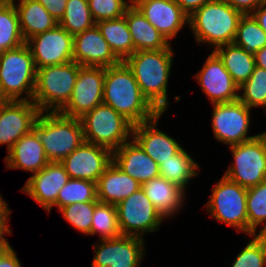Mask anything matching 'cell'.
<instances>
[{
	"label": "cell",
	"instance_id": "obj_1",
	"mask_svg": "<svg viewBox=\"0 0 266 267\" xmlns=\"http://www.w3.org/2000/svg\"><path fill=\"white\" fill-rule=\"evenodd\" d=\"M103 103L133 125L151 120L159 114L143 96L133 72L124 61L105 68Z\"/></svg>",
	"mask_w": 266,
	"mask_h": 267
},
{
	"label": "cell",
	"instance_id": "obj_2",
	"mask_svg": "<svg viewBox=\"0 0 266 267\" xmlns=\"http://www.w3.org/2000/svg\"><path fill=\"white\" fill-rule=\"evenodd\" d=\"M173 48L136 51L124 62L133 72L143 96L159 112L169 108L168 81L173 64Z\"/></svg>",
	"mask_w": 266,
	"mask_h": 267
},
{
	"label": "cell",
	"instance_id": "obj_3",
	"mask_svg": "<svg viewBox=\"0 0 266 267\" xmlns=\"http://www.w3.org/2000/svg\"><path fill=\"white\" fill-rule=\"evenodd\" d=\"M243 14L223 0H212L197 9L188 18V27L194 33L196 43H206L214 50L233 43L238 23Z\"/></svg>",
	"mask_w": 266,
	"mask_h": 267
},
{
	"label": "cell",
	"instance_id": "obj_4",
	"mask_svg": "<svg viewBox=\"0 0 266 267\" xmlns=\"http://www.w3.org/2000/svg\"><path fill=\"white\" fill-rule=\"evenodd\" d=\"M33 130L49 162H61L84 142L80 119L60 112H40Z\"/></svg>",
	"mask_w": 266,
	"mask_h": 267
},
{
	"label": "cell",
	"instance_id": "obj_5",
	"mask_svg": "<svg viewBox=\"0 0 266 267\" xmlns=\"http://www.w3.org/2000/svg\"><path fill=\"white\" fill-rule=\"evenodd\" d=\"M81 65L75 61L37 69L32 101L40 112H59L69 101Z\"/></svg>",
	"mask_w": 266,
	"mask_h": 267
},
{
	"label": "cell",
	"instance_id": "obj_6",
	"mask_svg": "<svg viewBox=\"0 0 266 267\" xmlns=\"http://www.w3.org/2000/svg\"><path fill=\"white\" fill-rule=\"evenodd\" d=\"M36 73L34 59L26 43L0 52V85L9 100L32 101Z\"/></svg>",
	"mask_w": 266,
	"mask_h": 267
},
{
	"label": "cell",
	"instance_id": "obj_7",
	"mask_svg": "<svg viewBox=\"0 0 266 267\" xmlns=\"http://www.w3.org/2000/svg\"><path fill=\"white\" fill-rule=\"evenodd\" d=\"M79 119L84 141L105 147L111 152L132 139L134 125L104 103L99 104Z\"/></svg>",
	"mask_w": 266,
	"mask_h": 267
},
{
	"label": "cell",
	"instance_id": "obj_8",
	"mask_svg": "<svg viewBox=\"0 0 266 267\" xmlns=\"http://www.w3.org/2000/svg\"><path fill=\"white\" fill-rule=\"evenodd\" d=\"M246 201L247 189L223 175L213 186L205 209L218 222L225 223L238 230V233L244 232L248 236Z\"/></svg>",
	"mask_w": 266,
	"mask_h": 267
},
{
	"label": "cell",
	"instance_id": "obj_9",
	"mask_svg": "<svg viewBox=\"0 0 266 267\" xmlns=\"http://www.w3.org/2000/svg\"><path fill=\"white\" fill-rule=\"evenodd\" d=\"M229 148L234 162L224 176L246 189L266 180V131Z\"/></svg>",
	"mask_w": 266,
	"mask_h": 267
},
{
	"label": "cell",
	"instance_id": "obj_10",
	"mask_svg": "<svg viewBox=\"0 0 266 267\" xmlns=\"http://www.w3.org/2000/svg\"><path fill=\"white\" fill-rule=\"evenodd\" d=\"M116 210L119 229L126 236L144 239V234L158 231L164 221L142 187L117 204Z\"/></svg>",
	"mask_w": 266,
	"mask_h": 267
},
{
	"label": "cell",
	"instance_id": "obj_11",
	"mask_svg": "<svg viewBox=\"0 0 266 267\" xmlns=\"http://www.w3.org/2000/svg\"><path fill=\"white\" fill-rule=\"evenodd\" d=\"M212 129L215 139L230 146L256 138L248 136L250 115L248 108L239 99L233 102L212 104Z\"/></svg>",
	"mask_w": 266,
	"mask_h": 267
},
{
	"label": "cell",
	"instance_id": "obj_12",
	"mask_svg": "<svg viewBox=\"0 0 266 267\" xmlns=\"http://www.w3.org/2000/svg\"><path fill=\"white\" fill-rule=\"evenodd\" d=\"M145 239L120 235L94 243L91 267H140L145 257Z\"/></svg>",
	"mask_w": 266,
	"mask_h": 267
},
{
	"label": "cell",
	"instance_id": "obj_13",
	"mask_svg": "<svg viewBox=\"0 0 266 267\" xmlns=\"http://www.w3.org/2000/svg\"><path fill=\"white\" fill-rule=\"evenodd\" d=\"M105 68H79L72 95L67 104L59 111L63 115L80 118L103 103Z\"/></svg>",
	"mask_w": 266,
	"mask_h": 267
},
{
	"label": "cell",
	"instance_id": "obj_14",
	"mask_svg": "<svg viewBox=\"0 0 266 267\" xmlns=\"http://www.w3.org/2000/svg\"><path fill=\"white\" fill-rule=\"evenodd\" d=\"M74 36L59 24L26 41L31 50L36 69L73 61Z\"/></svg>",
	"mask_w": 266,
	"mask_h": 267
},
{
	"label": "cell",
	"instance_id": "obj_15",
	"mask_svg": "<svg viewBox=\"0 0 266 267\" xmlns=\"http://www.w3.org/2000/svg\"><path fill=\"white\" fill-rule=\"evenodd\" d=\"M194 78L211 104L233 102L239 99V86L233 81L219 56L212 51Z\"/></svg>",
	"mask_w": 266,
	"mask_h": 267
},
{
	"label": "cell",
	"instance_id": "obj_16",
	"mask_svg": "<svg viewBox=\"0 0 266 267\" xmlns=\"http://www.w3.org/2000/svg\"><path fill=\"white\" fill-rule=\"evenodd\" d=\"M112 162V152L102 146L83 142L61 164L70 178L97 182Z\"/></svg>",
	"mask_w": 266,
	"mask_h": 267
},
{
	"label": "cell",
	"instance_id": "obj_17",
	"mask_svg": "<svg viewBox=\"0 0 266 267\" xmlns=\"http://www.w3.org/2000/svg\"><path fill=\"white\" fill-rule=\"evenodd\" d=\"M40 114L33 101L9 100L0 110V145H7V152L25 134H28Z\"/></svg>",
	"mask_w": 266,
	"mask_h": 267
},
{
	"label": "cell",
	"instance_id": "obj_18",
	"mask_svg": "<svg viewBox=\"0 0 266 267\" xmlns=\"http://www.w3.org/2000/svg\"><path fill=\"white\" fill-rule=\"evenodd\" d=\"M69 179L61 162H49L43 169L26 180L21 191L50 213L59 191Z\"/></svg>",
	"mask_w": 266,
	"mask_h": 267
},
{
	"label": "cell",
	"instance_id": "obj_19",
	"mask_svg": "<svg viewBox=\"0 0 266 267\" xmlns=\"http://www.w3.org/2000/svg\"><path fill=\"white\" fill-rule=\"evenodd\" d=\"M73 61L84 67L103 68L121 62L111 50L96 24L74 36Z\"/></svg>",
	"mask_w": 266,
	"mask_h": 267
},
{
	"label": "cell",
	"instance_id": "obj_20",
	"mask_svg": "<svg viewBox=\"0 0 266 267\" xmlns=\"http://www.w3.org/2000/svg\"><path fill=\"white\" fill-rule=\"evenodd\" d=\"M132 3L170 43L188 25L189 17L176 0H133Z\"/></svg>",
	"mask_w": 266,
	"mask_h": 267
},
{
	"label": "cell",
	"instance_id": "obj_21",
	"mask_svg": "<svg viewBox=\"0 0 266 267\" xmlns=\"http://www.w3.org/2000/svg\"><path fill=\"white\" fill-rule=\"evenodd\" d=\"M161 115L163 113L134 125L132 134V138L158 165L171 159L183 148L174 138L157 128Z\"/></svg>",
	"mask_w": 266,
	"mask_h": 267
},
{
	"label": "cell",
	"instance_id": "obj_22",
	"mask_svg": "<svg viewBox=\"0 0 266 267\" xmlns=\"http://www.w3.org/2000/svg\"><path fill=\"white\" fill-rule=\"evenodd\" d=\"M112 161L141 185L160 176L159 165L133 138L112 152Z\"/></svg>",
	"mask_w": 266,
	"mask_h": 267
},
{
	"label": "cell",
	"instance_id": "obj_23",
	"mask_svg": "<svg viewBox=\"0 0 266 267\" xmlns=\"http://www.w3.org/2000/svg\"><path fill=\"white\" fill-rule=\"evenodd\" d=\"M4 160L6 169H21L32 174L49 163L38 134L33 129L13 145Z\"/></svg>",
	"mask_w": 266,
	"mask_h": 267
},
{
	"label": "cell",
	"instance_id": "obj_24",
	"mask_svg": "<svg viewBox=\"0 0 266 267\" xmlns=\"http://www.w3.org/2000/svg\"><path fill=\"white\" fill-rule=\"evenodd\" d=\"M141 188V184L124 173L112 161L96 182L99 202L117 205Z\"/></svg>",
	"mask_w": 266,
	"mask_h": 267
},
{
	"label": "cell",
	"instance_id": "obj_25",
	"mask_svg": "<svg viewBox=\"0 0 266 267\" xmlns=\"http://www.w3.org/2000/svg\"><path fill=\"white\" fill-rule=\"evenodd\" d=\"M156 210L166 220L183 208L186 190L163 177H157L141 185Z\"/></svg>",
	"mask_w": 266,
	"mask_h": 267
},
{
	"label": "cell",
	"instance_id": "obj_26",
	"mask_svg": "<svg viewBox=\"0 0 266 267\" xmlns=\"http://www.w3.org/2000/svg\"><path fill=\"white\" fill-rule=\"evenodd\" d=\"M124 16L132 36L134 53L136 51L161 50L171 46V43L162 35L132 3L125 11Z\"/></svg>",
	"mask_w": 266,
	"mask_h": 267
},
{
	"label": "cell",
	"instance_id": "obj_27",
	"mask_svg": "<svg viewBox=\"0 0 266 267\" xmlns=\"http://www.w3.org/2000/svg\"><path fill=\"white\" fill-rule=\"evenodd\" d=\"M13 2L19 16L20 29L25 42L31 37L55 28L59 22L37 0Z\"/></svg>",
	"mask_w": 266,
	"mask_h": 267
},
{
	"label": "cell",
	"instance_id": "obj_28",
	"mask_svg": "<svg viewBox=\"0 0 266 267\" xmlns=\"http://www.w3.org/2000/svg\"><path fill=\"white\" fill-rule=\"evenodd\" d=\"M213 51L222 60L224 67L239 87L252 75L255 68L254 53L234 43L219 46Z\"/></svg>",
	"mask_w": 266,
	"mask_h": 267
},
{
	"label": "cell",
	"instance_id": "obj_29",
	"mask_svg": "<svg viewBox=\"0 0 266 267\" xmlns=\"http://www.w3.org/2000/svg\"><path fill=\"white\" fill-rule=\"evenodd\" d=\"M102 36L120 61H125L134 53V45L126 17L102 20L96 23Z\"/></svg>",
	"mask_w": 266,
	"mask_h": 267
},
{
	"label": "cell",
	"instance_id": "obj_30",
	"mask_svg": "<svg viewBox=\"0 0 266 267\" xmlns=\"http://www.w3.org/2000/svg\"><path fill=\"white\" fill-rule=\"evenodd\" d=\"M198 169L200 170L199 164L184 148L159 165L160 177L179 185L184 190L190 181L200 174L197 172Z\"/></svg>",
	"mask_w": 266,
	"mask_h": 267
},
{
	"label": "cell",
	"instance_id": "obj_31",
	"mask_svg": "<svg viewBox=\"0 0 266 267\" xmlns=\"http://www.w3.org/2000/svg\"><path fill=\"white\" fill-rule=\"evenodd\" d=\"M24 43L14 3L0 1V52L15 49Z\"/></svg>",
	"mask_w": 266,
	"mask_h": 267
},
{
	"label": "cell",
	"instance_id": "obj_32",
	"mask_svg": "<svg viewBox=\"0 0 266 267\" xmlns=\"http://www.w3.org/2000/svg\"><path fill=\"white\" fill-rule=\"evenodd\" d=\"M246 208L249 237L258 233L257 227L262 223L258 234L266 235V180L247 189Z\"/></svg>",
	"mask_w": 266,
	"mask_h": 267
},
{
	"label": "cell",
	"instance_id": "obj_33",
	"mask_svg": "<svg viewBox=\"0 0 266 267\" xmlns=\"http://www.w3.org/2000/svg\"><path fill=\"white\" fill-rule=\"evenodd\" d=\"M95 24L87 0L67 1L65 14L59 21V25L69 34L75 36L92 28Z\"/></svg>",
	"mask_w": 266,
	"mask_h": 267
},
{
	"label": "cell",
	"instance_id": "obj_34",
	"mask_svg": "<svg viewBox=\"0 0 266 267\" xmlns=\"http://www.w3.org/2000/svg\"><path fill=\"white\" fill-rule=\"evenodd\" d=\"M96 234L99 235V240L113 239L122 235L115 205L102 202L95 205L90 235Z\"/></svg>",
	"mask_w": 266,
	"mask_h": 267
},
{
	"label": "cell",
	"instance_id": "obj_35",
	"mask_svg": "<svg viewBox=\"0 0 266 267\" xmlns=\"http://www.w3.org/2000/svg\"><path fill=\"white\" fill-rule=\"evenodd\" d=\"M87 201H99L97 199L96 183L84 179L70 178L59 191L54 206H57L59 210L70 204Z\"/></svg>",
	"mask_w": 266,
	"mask_h": 267
},
{
	"label": "cell",
	"instance_id": "obj_36",
	"mask_svg": "<svg viewBox=\"0 0 266 267\" xmlns=\"http://www.w3.org/2000/svg\"><path fill=\"white\" fill-rule=\"evenodd\" d=\"M233 43L255 53L266 46V33L251 14L243 15Z\"/></svg>",
	"mask_w": 266,
	"mask_h": 267
},
{
	"label": "cell",
	"instance_id": "obj_37",
	"mask_svg": "<svg viewBox=\"0 0 266 267\" xmlns=\"http://www.w3.org/2000/svg\"><path fill=\"white\" fill-rule=\"evenodd\" d=\"M239 100L248 108L266 109V70L255 66L249 79L239 87Z\"/></svg>",
	"mask_w": 266,
	"mask_h": 267
},
{
	"label": "cell",
	"instance_id": "obj_38",
	"mask_svg": "<svg viewBox=\"0 0 266 267\" xmlns=\"http://www.w3.org/2000/svg\"><path fill=\"white\" fill-rule=\"evenodd\" d=\"M251 237L253 239L238 253L231 267H266V235Z\"/></svg>",
	"mask_w": 266,
	"mask_h": 267
},
{
	"label": "cell",
	"instance_id": "obj_39",
	"mask_svg": "<svg viewBox=\"0 0 266 267\" xmlns=\"http://www.w3.org/2000/svg\"><path fill=\"white\" fill-rule=\"evenodd\" d=\"M99 201L77 202L60 208L58 211L62 213L68 223H70L79 232L90 235L95 205Z\"/></svg>",
	"mask_w": 266,
	"mask_h": 267
},
{
	"label": "cell",
	"instance_id": "obj_40",
	"mask_svg": "<svg viewBox=\"0 0 266 267\" xmlns=\"http://www.w3.org/2000/svg\"><path fill=\"white\" fill-rule=\"evenodd\" d=\"M95 23L123 17L132 0H87Z\"/></svg>",
	"mask_w": 266,
	"mask_h": 267
},
{
	"label": "cell",
	"instance_id": "obj_41",
	"mask_svg": "<svg viewBox=\"0 0 266 267\" xmlns=\"http://www.w3.org/2000/svg\"><path fill=\"white\" fill-rule=\"evenodd\" d=\"M243 15L252 14L257 8L266 4V0H223Z\"/></svg>",
	"mask_w": 266,
	"mask_h": 267
},
{
	"label": "cell",
	"instance_id": "obj_42",
	"mask_svg": "<svg viewBox=\"0 0 266 267\" xmlns=\"http://www.w3.org/2000/svg\"><path fill=\"white\" fill-rule=\"evenodd\" d=\"M58 22L65 14L66 4L68 0H37Z\"/></svg>",
	"mask_w": 266,
	"mask_h": 267
},
{
	"label": "cell",
	"instance_id": "obj_43",
	"mask_svg": "<svg viewBox=\"0 0 266 267\" xmlns=\"http://www.w3.org/2000/svg\"><path fill=\"white\" fill-rule=\"evenodd\" d=\"M10 215H0V253L7 250L11 245L7 241V238L4 235H10L12 229L9 227L8 219Z\"/></svg>",
	"mask_w": 266,
	"mask_h": 267
},
{
	"label": "cell",
	"instance_id": "obj_44",
	"mask_svg": "<svg viewBox=\"0 0 266 267\" xmlns=\"http://www.w3.org/2000/svg\"><path fill=\"white\" fill-rule=\"evenodd\" d=\"M0 267H23L12 246L0 253Z\"/></svg>",
	"mask_w": 266,
	"mask_h": 267
},
{
	"label": "cell",
	"instance_id": "obj_45",
	"mask_svg": "<svg viewBox=\"0 0 266 267\" xmlns=\"http://www.w3.org/2000/svg\"><path fill=\"white\" fill-rule=\"evenodd\" d=\"M182 11L190 17L197 9L212 0H176Z\"/></svg>",
	"mask_w": 266,
	"mask_h": 267
},
{
	"label": "cell",
	"instance_id": "obj_46",
	"mask_svg": "<svg viewBox=\"0 0 266 267\" xmlns=\"http://www.w3.org/2000/svg\"><path fill=\"white\" fill-rule=\"evenodd\" d=\"M251 15L266 33V4L257 8Z\"/></svg>",
	"mask_w": 266,
	"mask_h": 267
},
{
	"label": "cell",
	"instance_id": "obj_47",
	"mask_svg": "<svg viewBox=\"0 0 266 267\" xmlns=\"http://www.w3.org/2000/svg\"><path fill=\"white\" fill-rule=\"evenodd\" d=\"M255 66L266 70V46L254 53Z\"/></svg>",
	"mask_w": 266,
	"mask_h": 267
},
{
	"label": "cell",
	"instance_id": "obj_48",
	"mask_svg": "<svg viewBox=\"0 0 266 267\" xmlns=\"http://www.w3.org/2000/svg\"><path fill=\"white\" fill-rule=\"evenodd\" d=\"M11 212L7 202L0 195V215H10Z\"/></svg>",
	"mask_w": 266,
	"mask_h": 267
},
{
	"label": "cell",
	"instance_id": "obj_49",
	"mask_svg": "<svg viewBox=\"0 0 266 267\" xmlns=\"http://www.w3.org/2000/svg\"><path fill=\"white\" fill-rule=\"evenodd\" d=\"M9 99L4 95L0 85V110L5 106Z\"/></svg>",
	"mask_w": 266,
	"mask_h": 267
},
{
	"label": "cell",
	"instance_id": "obj_50",
	"mask_svg": "<svg viewBox=\"0 0 266 267\" xmlns=\"http://www.w3.org/2000/svg\"><path fill=\"white\" fill-rule=\"evenodd\" d=\"M0 1H4V2H15L16 0H0Z\"/></svg>",
	"mask_w": 266,
	"mask_h": 267
}]
</instances>
